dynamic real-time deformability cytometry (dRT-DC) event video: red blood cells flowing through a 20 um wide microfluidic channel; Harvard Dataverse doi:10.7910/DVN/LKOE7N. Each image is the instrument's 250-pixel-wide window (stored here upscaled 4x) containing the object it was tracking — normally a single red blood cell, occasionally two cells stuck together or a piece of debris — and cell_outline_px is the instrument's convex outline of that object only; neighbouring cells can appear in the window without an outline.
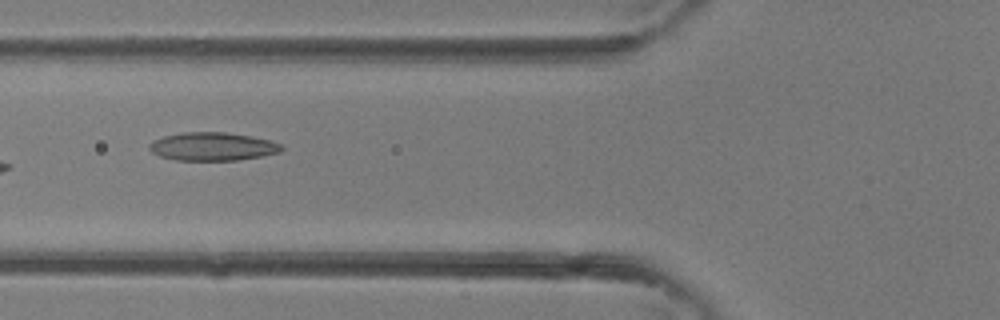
{"species": "common noctule bat (a hibernating species)", "species_latin": "Nyctalus noctula", "temperature_condition": "room temperature", "stored_images_in_passage": 4, "camera_frame_rate_fps": 3000, "um_per_image_px": 0.085, "animal": {"sex": "female"}, "frame": {"image": 1, "passage_image": 4, "time_ms": 1.0, "image_size_px": [1000, 320], "cell_outline_px": [[284, 148], [280, 152], [260, 156], [236, 160], [176, 160], [160, 156], [152, 152], [148, 148], [148, 144], [152, 140], [164, 136], [180, 132], [224, 132], [252, 136], [268, 140], [280, 144]], "centroid_in_image_um": [18.02, 12.44], "position_along_channel_um": 107.8, "area_um2": 21.73}}